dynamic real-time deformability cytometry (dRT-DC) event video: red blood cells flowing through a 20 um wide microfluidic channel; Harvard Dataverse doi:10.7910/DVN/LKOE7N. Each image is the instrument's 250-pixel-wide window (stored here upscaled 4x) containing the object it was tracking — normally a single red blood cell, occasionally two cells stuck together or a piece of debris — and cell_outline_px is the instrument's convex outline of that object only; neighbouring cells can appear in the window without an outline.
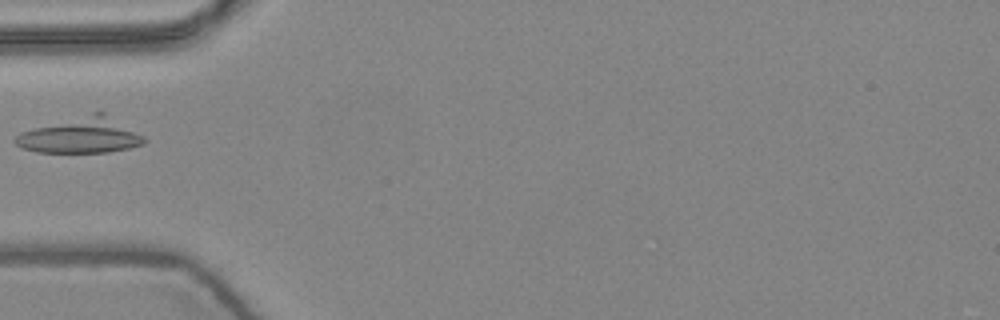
{"species": "common noctule bat (a hibernating species)", "species_latin": "Nyctalus noctula", "temperature_condition": "warm", "stored_images_in_passage": 5, "camera_frame_rate_fps": 3000, "um_per_image_px": 0.085, "animal": {"sex": "female", "body_mass_g": 24.6, "forearm_length_mm": 56.2}, "frame": {"image": 1, "passage_image": 4, "time_ms": 1.0, "image_size_px": [1000, 320], "cell_outline_px": [[148, 140], [144, 144], [128, 148], [108, 152], [36, 152], [20, 148], [12, 140], [20, 132], [92, 112], [104, 112], [144, 136]], "centroid_in_image_um": [6.87, 11.52], "position_along_channel_um": 78.1, "area_um2": 26.53}}